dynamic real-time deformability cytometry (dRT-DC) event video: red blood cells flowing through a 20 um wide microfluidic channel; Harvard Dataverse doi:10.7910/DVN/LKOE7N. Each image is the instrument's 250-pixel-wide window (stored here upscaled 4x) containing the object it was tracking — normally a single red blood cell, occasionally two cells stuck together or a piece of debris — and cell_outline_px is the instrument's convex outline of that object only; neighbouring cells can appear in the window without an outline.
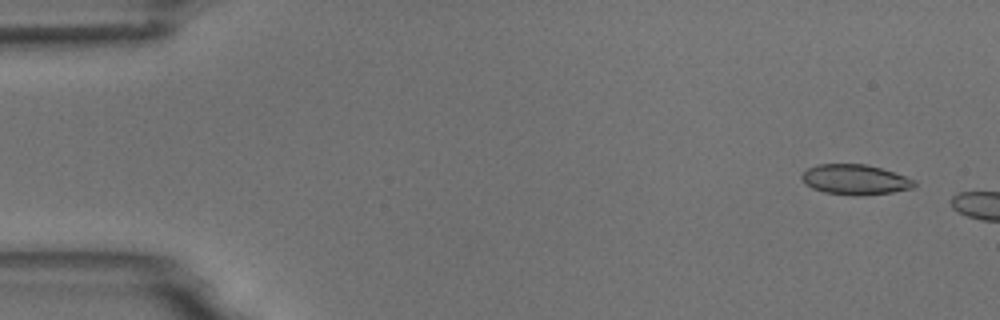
{"species": "common noctule bat (a hibernating species)", "species_latin": "Nyctalus noctula", "temperature_condition": "room temperature", "stored_images_in_passage": 2, "camera_frame_rate_fps": 3000, "um_per_image_px": 0.085, "animal": {"sex": "male", "body_mass_g": 18.8}, "frame": {"image": 1, "passage_image": 1, "time_ms": 0.0, "image_size_px": [1000, 320], "cell_outline_px": [[916, 184], [912, 188], [892, 192], [864, 196], [852, 196], [824, 192], [812, 188], [804, 184], [800, 176], [808, 168], [816, 164], [864, 164], [880, 168], [916, 180]], "centroid_in_image_um": [72.65, 15.28], "position_along_channel_um": 12.4, "area_um2": 19.88}}